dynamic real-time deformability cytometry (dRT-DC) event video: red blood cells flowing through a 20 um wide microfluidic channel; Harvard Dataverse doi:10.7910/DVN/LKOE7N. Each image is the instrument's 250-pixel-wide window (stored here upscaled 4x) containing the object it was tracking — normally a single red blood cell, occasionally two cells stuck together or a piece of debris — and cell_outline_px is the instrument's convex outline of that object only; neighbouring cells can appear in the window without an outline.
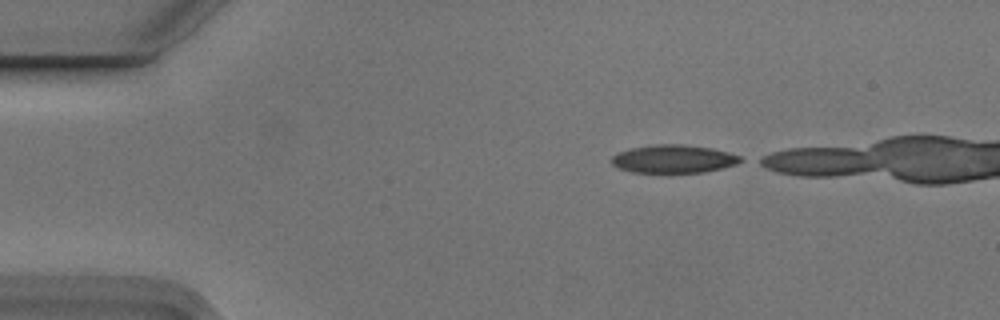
{"species": "Egyptian fruit bat (a non-hibernating species)", "species_latin": "Rousettus aegyptiacus", "temperature_condition": "cold", "stored_images_in_passage": 6, "camera_frame_rate_fps": 3000, "um_per_image_px": 0.085, "animal": {"sex": "male"}, "frame": {"image": 1, "passage_image": 1, "time_ms": 0.0, "image_size_px": [1000, 320], "cell_outline_px": [[744, 160], [736, 164], [704, 172], [632, 172], [620, 168], [612, 164], [612, 156], [620, 152], [632, 148], [656, 144], [684, 144], [712, 148], [728, 152], [740, 156]], "centroid_in_image_um": [57.28, 13.5], "position_along_channel_um": 27.7, "area_um2": 20.87}}